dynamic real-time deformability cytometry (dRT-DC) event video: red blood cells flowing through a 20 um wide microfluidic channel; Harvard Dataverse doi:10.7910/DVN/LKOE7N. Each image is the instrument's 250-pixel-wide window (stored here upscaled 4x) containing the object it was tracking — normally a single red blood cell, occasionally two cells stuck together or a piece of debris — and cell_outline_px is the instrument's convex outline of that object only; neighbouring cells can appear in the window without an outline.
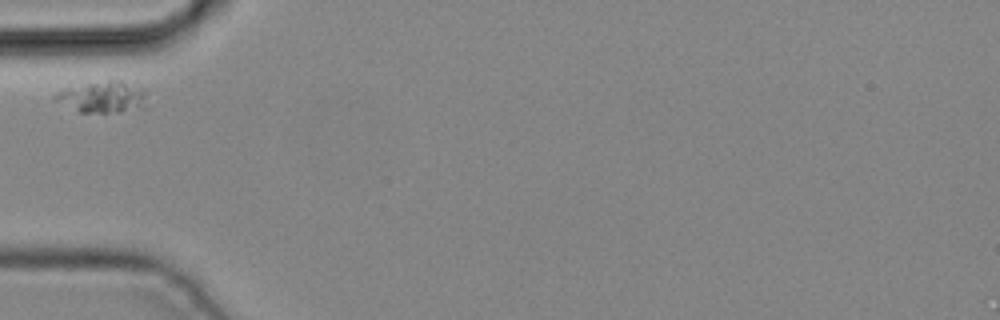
{"species": "common noctule bat (a hibernating species)", "species_latin": "Nyctalus noctula", "temperature_condition": "cold", "stored_images_in_passage": 1, "camera_frame_rate_fps": 3000, "um_per_image_px": 0.085, "animal": {"sex": "male", "body_mass_g": 19.2, "forearm_length_mm": 51.8}, "frame": {"image": 1, "passage_image": 1, "time_ms": 0.0, "image_size_px": [1000, 320], "cell_outline_px": [[148, 108], [120, 112], [80, 112], [52, 100], [52, 96], [56, 92], [68, 88], [108, 80], [120, 80], [144, 88]], "centroid_in_image_um": [8.78, 8.26], "position_along_channel_um": 76.2, "area_um2": 16.94}}